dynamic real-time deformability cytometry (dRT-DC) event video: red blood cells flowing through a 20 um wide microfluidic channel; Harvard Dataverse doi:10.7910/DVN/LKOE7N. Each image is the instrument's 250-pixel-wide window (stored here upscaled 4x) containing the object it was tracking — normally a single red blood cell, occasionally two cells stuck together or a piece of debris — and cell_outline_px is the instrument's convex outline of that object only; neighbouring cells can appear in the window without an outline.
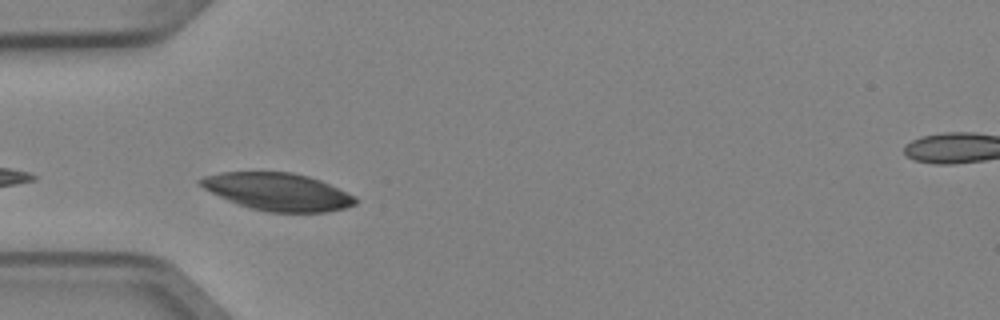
{"species": "Egyptian fruit bat (a non-hibernating species)", "species_latin": "Rousettus aegyptiacus", "temperature_condition": "cold", "stored_images_in_passage": 3, "camera_frame_rate_fps": 3000, "um_per_image_px": 0.085, "animal": {"sex": "female"}, "frame": {"image": 1, "passage_image": 3, "time_ms": 0.667, "image_size_px": [1000, 320], "cell_outline_px": [[356, 204], [344, 208], [328, 212], [268, 212], [252, 208], [228, 200], [196, 184], [196, 180], [204, 176], [220, 172], [292, 172], [308, 176], [320, 180], [356, 196]], "centroid_in_image_um": [23.6, 16.29], "position_along_channel_um": 61.4, "area_um2": 33.76}}